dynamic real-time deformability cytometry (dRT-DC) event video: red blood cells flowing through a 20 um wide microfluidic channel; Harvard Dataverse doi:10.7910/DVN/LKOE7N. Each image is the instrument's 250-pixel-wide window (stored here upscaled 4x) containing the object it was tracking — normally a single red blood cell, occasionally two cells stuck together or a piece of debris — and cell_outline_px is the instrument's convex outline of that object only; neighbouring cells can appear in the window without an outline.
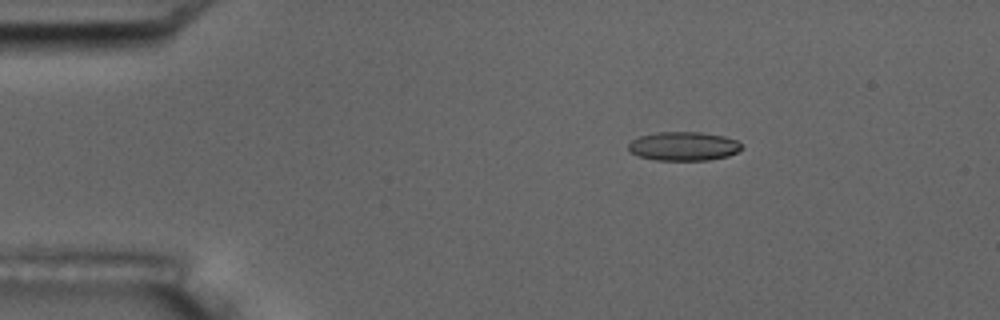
{"species": "common noctule bat (a hibernating species)", "species_latin": "Nyctalus noctula", "temperature_condition": "room temperature", "stored_images_in_passage": 5, "camera_frame_rate_fps": 3000, "um_per_image_px": 0.085, "animal": {"sex": "male", "body_mass_g": 17.5, "forearm_length_mm": 52.3}, "frame": {"image": 1, "passage_image": 3, "time_ms": 2.333, "image_size_px": [1000, 320], "cell_outline_px": [[740, 148], [736, 152], [728, 156], [708, 160], [656, 160], [640, 156], [632, 152], [628, 148], [628, 144], [632, 140], [640, 136], [656, 132], [700, 132], [724, 136], [736, 140], [740, 144]], "centroid_in_image_um": [58.09, 12.42], "position_along_channel_um": 26.9, "area_um2": 18.84}}